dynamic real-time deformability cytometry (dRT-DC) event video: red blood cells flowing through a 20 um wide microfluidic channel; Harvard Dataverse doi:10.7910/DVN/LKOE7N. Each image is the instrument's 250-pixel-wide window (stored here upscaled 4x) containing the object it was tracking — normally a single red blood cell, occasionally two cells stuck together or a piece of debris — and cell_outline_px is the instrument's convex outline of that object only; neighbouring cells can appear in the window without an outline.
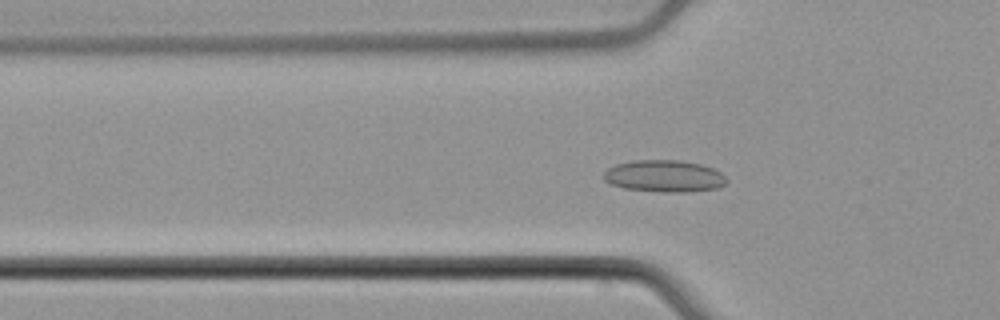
{"species": "common noctule bat (a hibernating species)", "species_latin": "Nyctalus noctula", "temperature_condition": "cold", "stored_images_in_passage": 56, "camera_frame_rate_fps": 3000, "um_per_image_px": 0.085, "animal": {"sex": "male", "body_mass_g": 21.5, "forearm_length_mm": 52.0}, "frame": {"image": 1, "passage_image": 19, "time_ms": 6.0, "image_size_px": [1000, 320], "cell_outline_px": [[728, 180], [724, 184], [716, 188], [688, 192], [664, 192], [624, 188], [608, 184], [604, 180], [604, 172], [608, 168], [616, 164], [632, 160], [680, 160], [700, 164], [712, 168], [720, 172]], "centroid_in_image_um": [56.43, 14.97], "position_along_channel_um": 69.4, "area_um2": 22.89}}
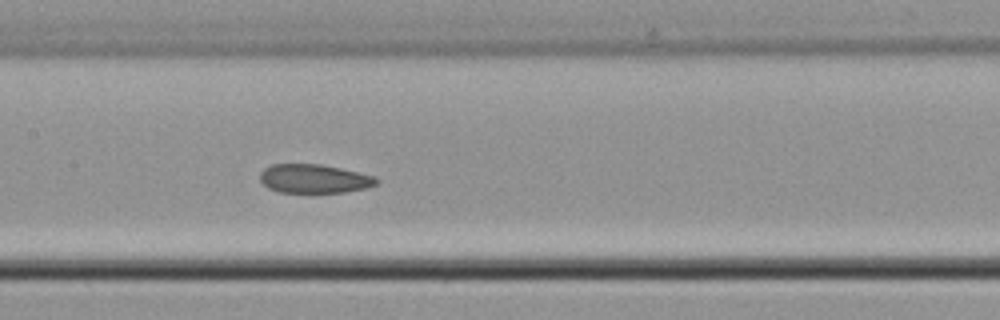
{"frame": {"image": 2, "passage_image": 28, "time_ms": 9.0, "image_size_px": [1000, 320], "cell_outline_px": [[380, 180], [376, 184], [364, 188], [344, 192], [280, 192], [268, 188], [260, 180], [260, 172], [264, 168], [272, 164], [320, 164], [340, 168], [376, 176]], "centroid_in_image_um": [26.69, 15.18], "position_along_channel_um": 180.7, "area_um2": 19.48}}
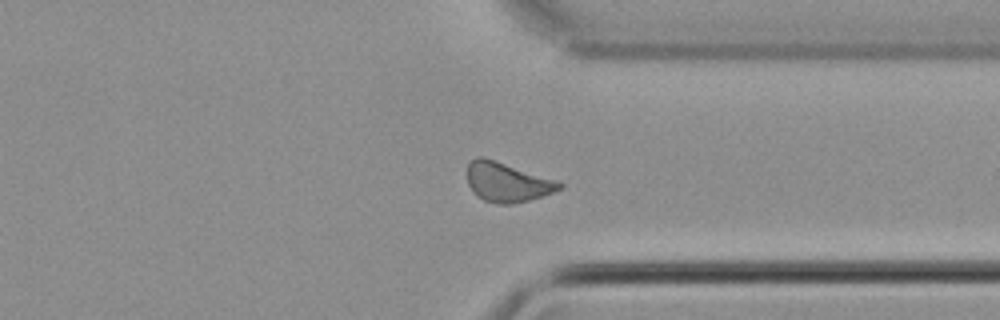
{"frame": {"image": 3, "passage_image": 43, "time_ms": 14.0, "image_size_px": [1000, 320], "cell_outline_px": [[564, 188], [544, 196], [512, 204], [500, 204], [484, 200], [476, 196], [472, 192], [468, 184], [468, 164], [476, 156], [484, 156], [556, 180], [564, 184]], "centroid_in_image_um": [43.11, 15.48], "position_along_channel_um": 368.3, "area_um2": 21.33}, "authors_computed_cell_mechanics": {"area_um2": 21.1837, "velocity_mm_per_s": 3.7583, "shape_relaxation_time_tau1_ms": null, "shape_relaxation_time_tau2_ms": 5.1475, "deformation_change_tau1": null, "deformation_change_tau2": 0.0842}}